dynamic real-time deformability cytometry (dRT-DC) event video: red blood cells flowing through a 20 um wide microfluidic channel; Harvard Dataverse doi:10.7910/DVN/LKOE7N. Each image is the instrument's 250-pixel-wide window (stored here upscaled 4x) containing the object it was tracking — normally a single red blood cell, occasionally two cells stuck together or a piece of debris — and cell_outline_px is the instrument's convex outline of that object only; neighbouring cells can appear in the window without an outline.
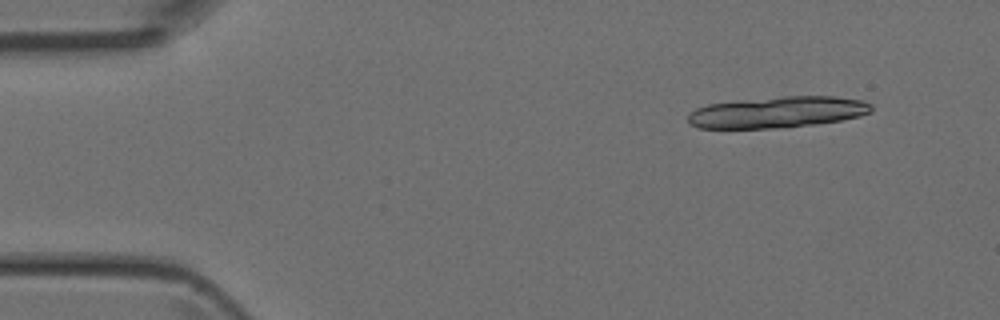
{"species": "Egyptian fruit bat (a non-hibernating species)", "species_latin": "Rousettus aegyptiacus", "temperature_condition": "room temperature", "stored_images_in_passage": 3, "camera_frame_rate_fps": 3000, "um_per_image_px": 0.085, "animal": {"sex": "female"}, "frame": {"image": 1, "passage_image": 3, "time_ms": 0.667, "image_size_px": [1000, 320], "cell_outline_px": [[872, 112], [860, 116], [840, 120], [816, 124], [772, 128], [700, 128], [692, 124], [688, 120], [688, 112], [696, 108], [708, 104], [744, 100], [784, 96], [836, 96], [864, 100], [872, 104]], "centroid_in_image_um": [66.13, 9.53], "position_along_channel_um": 18.9, "area_um2": 33.35}}